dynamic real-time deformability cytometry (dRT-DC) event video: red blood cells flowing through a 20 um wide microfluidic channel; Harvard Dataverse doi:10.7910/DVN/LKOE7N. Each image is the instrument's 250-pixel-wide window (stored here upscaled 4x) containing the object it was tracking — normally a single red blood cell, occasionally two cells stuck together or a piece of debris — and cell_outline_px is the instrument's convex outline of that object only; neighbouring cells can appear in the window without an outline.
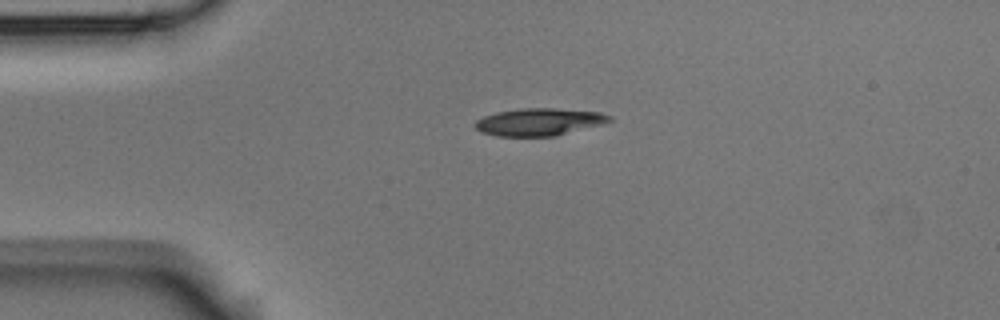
{"species": "Egyptian fruit bat (a non-hibernating species)", "species_latin": "Rousettus aegyptiacus", "temperature_condition": "room temperature", "stored_images_in_passage": 1, "camera_frame_rate_fps": 3000, "um_per_image_px": 0.085, "animal": {"sex": "male"}, "frame": {"image": 1, "passage_image": 1, "time_ms": 0.0, "image_size_px": [1000, 320], "cell_outline_px": [[612, 120], [604, 124], [556, 136], [496, 136], [480, 132], [472, 124], [476, 120], [484, 116], [496, 112], [520, 108], [556, 108], [600, 112], [612, 116]], "centroid_in_image_um": [45.83, 10.36], "position_along_channel_um": 39.2, "area_um2": 21.73}}